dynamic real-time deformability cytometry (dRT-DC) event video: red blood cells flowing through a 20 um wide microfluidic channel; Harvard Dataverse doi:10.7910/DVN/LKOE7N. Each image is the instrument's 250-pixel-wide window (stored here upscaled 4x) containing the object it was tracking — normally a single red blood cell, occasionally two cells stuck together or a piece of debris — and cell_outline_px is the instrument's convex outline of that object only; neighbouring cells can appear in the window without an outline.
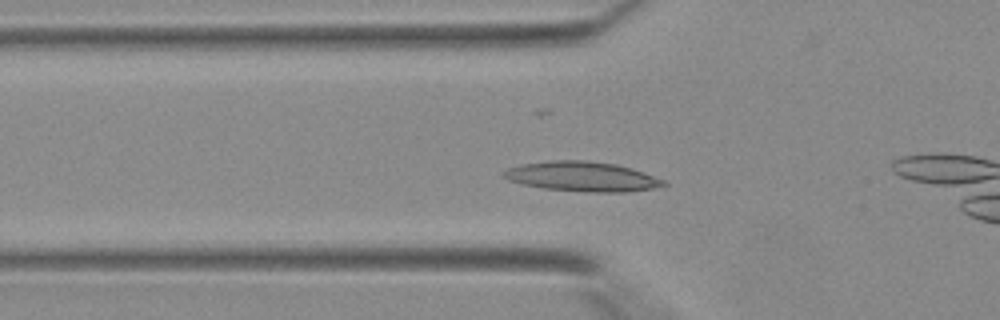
{"species": "Egyptian fruit bat (a non-hibernating species)", "species_latin": "Rousettus aegyptiacus", "temperature_condition": "warm", "stored_images_in_passage": 28, "camera_frame_rate_fps": 3000, "um_per_image_px": 0.085, "animal": {"sex": "female"}, "frame": {"image": 1, "passage_image": 4, "time_ms": 1.0, "image_size_px": [1000, 320], "cell_outline_px": [[668, 184], [652, 188], [624, 192], [588, 192], [544, 188], [520, 184], [508, 180], [500, 172], [508, 168], [520, 164], [548, 160], [584, 160], [616, 164], [632, 168], [664, 180]], "centroid_in_image_um": [49.43, 14.99], "position_along_channel_um": 76.4, "area_um2": 27.74}}
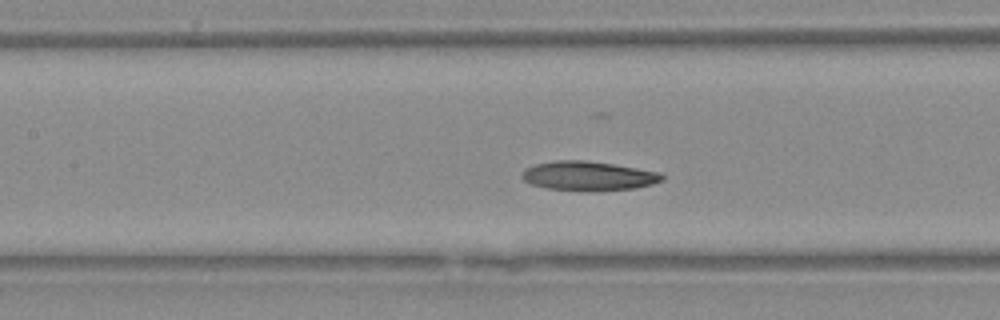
{"frame": {"image": 2, "passage_image": 9, "time_ms": 2.667, "image_size_px": [1000, 320], "cell_outline_px": [[664, 180], [652, 184], [636, 188], [596, 192], [584, 192], [548, 188], [532, 184], [524, 180], [520, 176], [524, 168], [536, 164], [556, 160], [584, 160], [612, 164], [660, 172], [664, 176]], "centroid_in_image_um": [50.01, 14.97], "position_along_channel_um": 157.4, "area_um2": 24.22}}
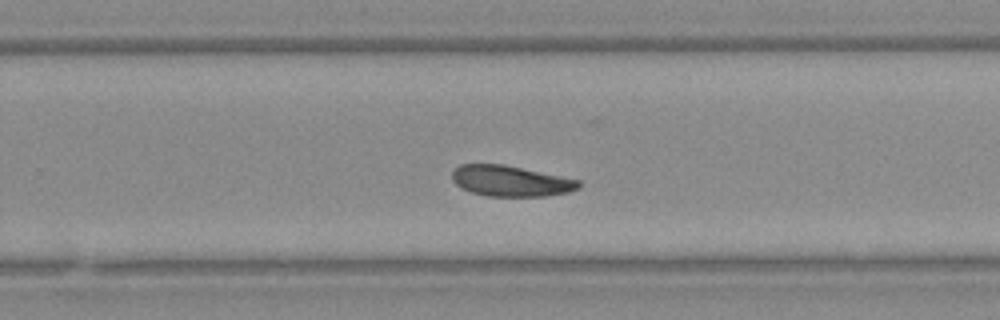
{"frame": {"image": 3, "passage_image": 17, "time_ms": 5.333, "image_size_px": [1000, 320], "cell_outline_px": [[580, 188], [568, 192], [544, 196], [488, 196], [472, 192], [460, 188], [452, 180], [452, 172], [460, 164], [504, 164], [580, 180]], "centroid_in_image_um": [43.39, 15.38], "position_along_channel_um": 286.4, "area_um2": 22.66}}